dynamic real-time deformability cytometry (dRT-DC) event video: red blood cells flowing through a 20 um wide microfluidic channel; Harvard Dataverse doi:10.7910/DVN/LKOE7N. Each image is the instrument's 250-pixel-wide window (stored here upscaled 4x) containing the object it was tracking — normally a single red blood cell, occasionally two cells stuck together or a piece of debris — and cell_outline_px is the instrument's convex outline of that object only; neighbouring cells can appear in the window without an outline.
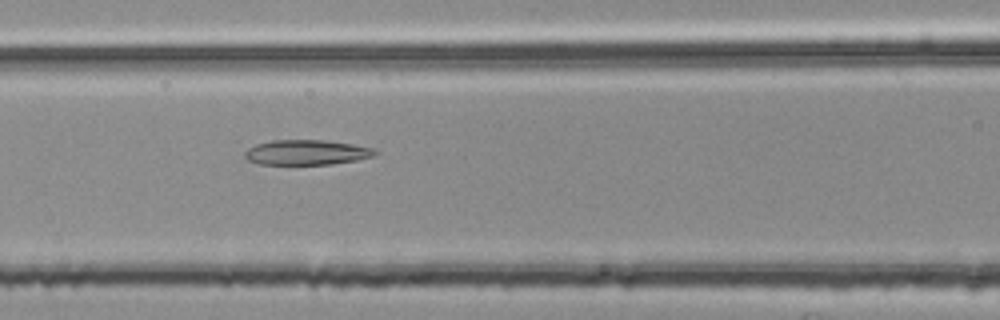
{"species": "common noctule bat (a hibernating species)", "species_latin": "Nyctalus noctula", "temperature_condition": "room temperature", "stored_images_in_passage": 50, "camera_frame_rate_fps": 3000, "um_per_image_px": 0.085, "animal": {"sex": "female", "body_mass_g": 25.1}, "frame": {"image": 1, "passage_image": 19, "time_ms": 6.0, "image_size_px": [1000, 320], "cell_outline_px": [[380, 152], [372, 156], [356, 160], [332, 164], [260, 164], [248, 160], [244, 156], [244, 152], [248, 148], [256, 144], [272, 140], [324, 140], [352, 144], [372, 148]], "centroid_in_image_um": [26.04, 12.95], "position_along_channel_um": 140.6, "area_um2": 18.9}}
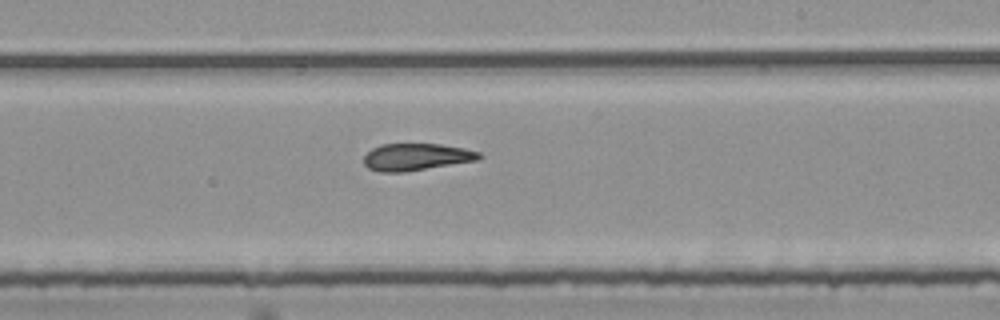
{"frame": {"image": 2, "passage_image": 28, "time_ms": 9.0, "image_size_px": [1000, 320], "cell_outline_px": [[484, 156], [480, 160], [404, 172], [380, 172], [368, 168], [364, 164], [364, 156], [372, 148], [380, 144], [440, 144], [464, 148], [480, 152]], "centroid_in_image_um": [35.41, 13.34], "position_along_channel_um": 253.6, "area_um2": 18.32}}
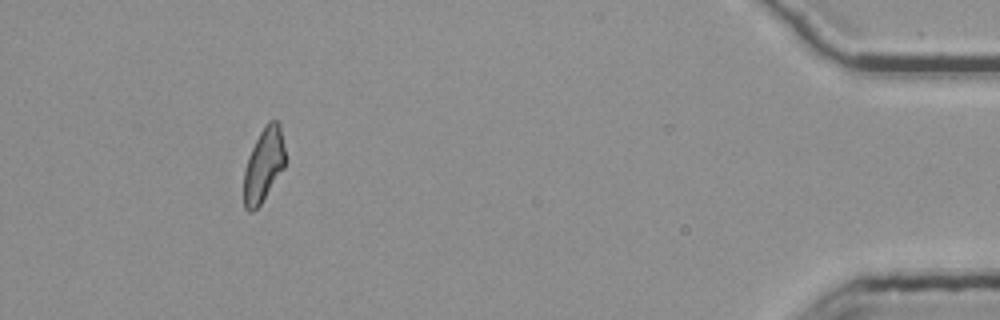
{"frame": {"image": 3, "passage_image": 46, "time_ms": 15.0, "image_size_px": [1000, 320], "cell_outline_px": [[284, 168], [260, 204], [252, 212], [248, 212], [244, 208], [244, 168], [248, 156], [260, 132], [268, 120], [276, 120], [280, 124], [284, 148]], "centroid_in_image_um": [22.39, 14.02], "position_along_channel_um": 412.8, "area_um2": 17.63}, "authors_computed_cell_mechanics": {"area_um2": 18.9006, "velocity_mm_per_s": 3.7907, "shape_relaxation_time_tau1_ms": null, "shape_relaxation_time_tau2_ms": 2.5853, "deformation_change_tau1": null, "deformation_change_tau2": 0.113}}